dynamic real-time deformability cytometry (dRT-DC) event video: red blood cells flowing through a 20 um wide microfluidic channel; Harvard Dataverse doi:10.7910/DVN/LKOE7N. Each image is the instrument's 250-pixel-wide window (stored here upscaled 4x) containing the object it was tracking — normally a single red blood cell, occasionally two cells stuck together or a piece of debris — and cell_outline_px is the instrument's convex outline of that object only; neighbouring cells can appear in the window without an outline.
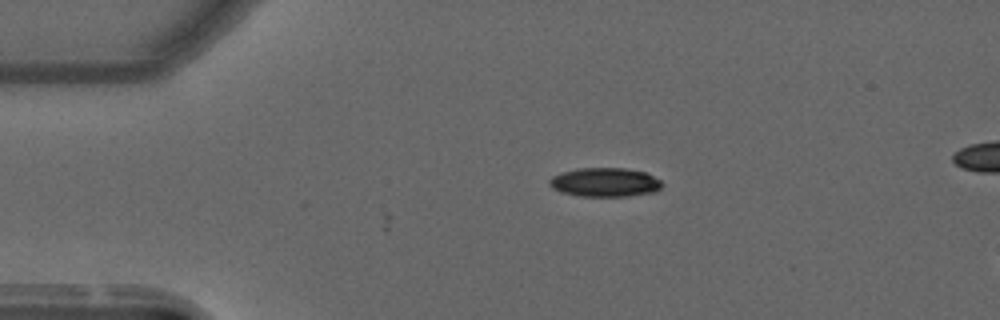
{"species": "common noctule bat (a hibernating species)", "species_latin": "Nyctalus noctula", "temperature_condition": "warm", "stored_images_in_passage": 2, "camera_frame_rate_fps": 3000, "um_per_image_px": 0.085, "animal": {"sex": "male", "forearm_length_mm": 52.5}, "frame": {"image": 1, "passage_image": 2, "time_ms": 0.333, "image_size_px": [1000, 320], "cell_outline_px": [[664, 184], [660, 188], [652, 192], [628, 196], [580, 196], [560, 192], [552, 188], [548, 184], [548, 180], [552, 176], [560, 172], [576, 168], [624, 168], [644, 172], [660, 180]], "centroid_in_image_um": [51.36, 15.49], "position_along_channel_um": 33.6, "area_um2": 19.07}}